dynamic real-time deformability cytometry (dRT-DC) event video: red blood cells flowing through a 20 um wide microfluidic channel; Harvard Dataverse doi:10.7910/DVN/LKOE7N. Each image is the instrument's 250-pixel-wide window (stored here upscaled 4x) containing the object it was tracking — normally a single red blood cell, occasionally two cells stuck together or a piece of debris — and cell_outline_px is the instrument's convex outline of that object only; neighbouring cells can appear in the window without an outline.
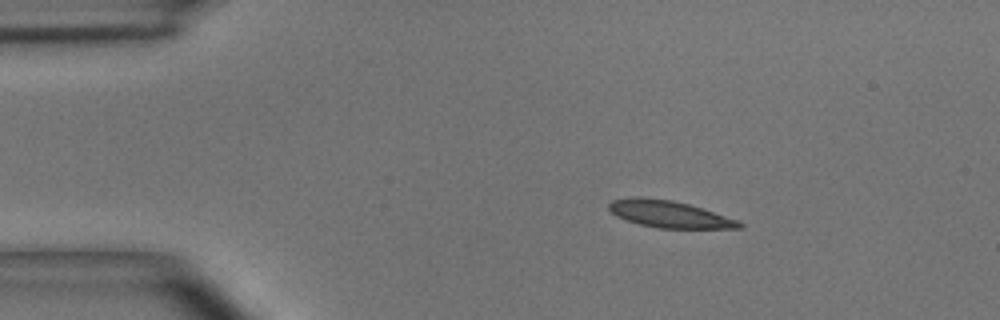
{"species": "common noctule bat (a hibernating species)", "species_latin": "Nyctalus noctula", "temperature_condition": "room temperature", "stored_images_in_passage": 14, "camera_frame_rate_fps": 3000, "um_per_image_px": 0.085, "animal": {"sex": "male", "body_mass_g": 15.6}, "frame": {"image": 1, "passage_image": 7, "time_ms": 2.0, "image_size_px": [1000, 320], "cell_outline_px": [[744, 224], [740, 228], [660, 228], [640, 224], [616, 216], [608, 208], [608, 204], [612, 200], [632, 196], [640, 196], [672, 200], [688, 204], [740, 220]], "centroid_in_image_um": [56.88, 18.19], "position_along_channel_um": 28.1, "area_um2": 20.4}}
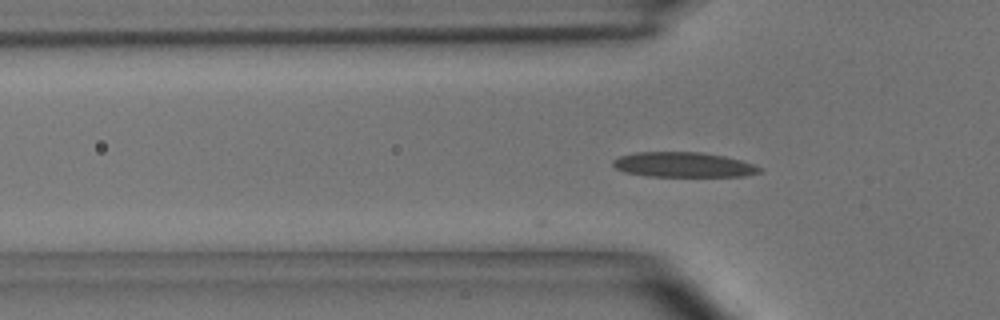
{"frame": {"image": 2, "passage_image": 14, "time_ms": 4.333, "image_size_px": [1000, 320], "cell_outline_px": [[764, 172], [744, 176], [648, 176], [624, 172], [616, 168], [612, 164], [612, 160], [620, 156], [636, 152], [700, 152], [724, 156], [740, 160], [764, 168]], "centroid_in_image_um": [58.11, 14.0], "position_along_channel_um": 67.7, "area_um2": 21.39}}